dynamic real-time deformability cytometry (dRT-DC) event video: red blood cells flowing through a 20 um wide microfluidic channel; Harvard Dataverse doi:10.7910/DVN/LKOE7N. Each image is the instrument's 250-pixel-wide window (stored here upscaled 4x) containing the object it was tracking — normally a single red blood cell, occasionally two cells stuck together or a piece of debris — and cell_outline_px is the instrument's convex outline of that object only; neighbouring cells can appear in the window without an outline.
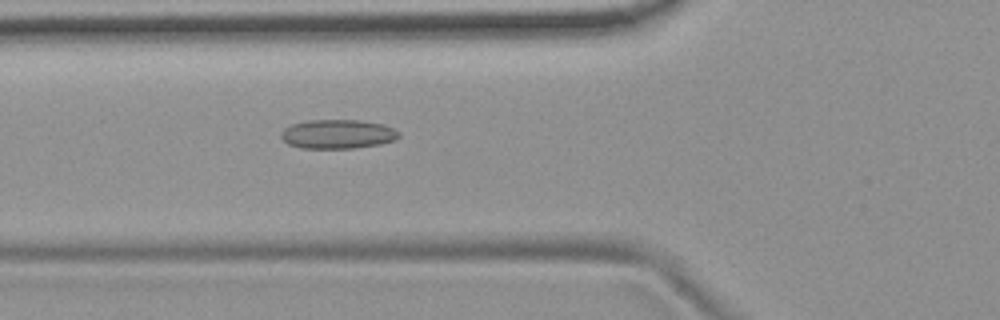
{"species": "common noctule bat (a hibernating species)", "species_latin": "Nyctalus noctula", "temperature_condition": "room temperature", "stored_images_in_passage": 47, "camera_frame_rate_fps": 3000, "um_per_image_px": 0.085, "animal": {"sex": "female", "body_mass_g": 19.9}, "frame": {"image": 1, "passage_image": 13, "time_ms": 4.0, "image_size_px": [1000, 320], "cell_outline_px": [[400, 136], [396, 140], [380, 144], [352, 148], [300, 148], [288, 144], [280, 136], [280, 132], [284, 128], [292, 124], [308, 120], [360, 120], [384, 124], [400, 132]], "centroid_in_image_um": [28.71, 11.39], "position_along_channel_um": 97.1, "area_um2": 20.11}}
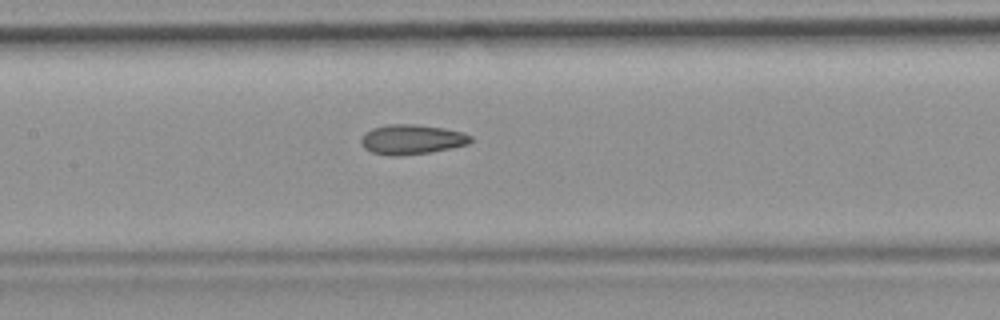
{"frame": {"image": 2, "passage_image": 19, "time_ms": 6.0, "image_size_px": [1000, 320], "cell_outline_px": [[472, 140], [468, 144], [432, 152], [400, 156], [392, 156], [372, 152], [364, 148], [360, 140], [372, 128], [388, 124], [416, 124], [444, 128], [464, 132], [472, 136]], "centroid_in_image_um": [35.03, 11.85], "position_along_channel_um": 172.4, "area_um2": 19.02}}
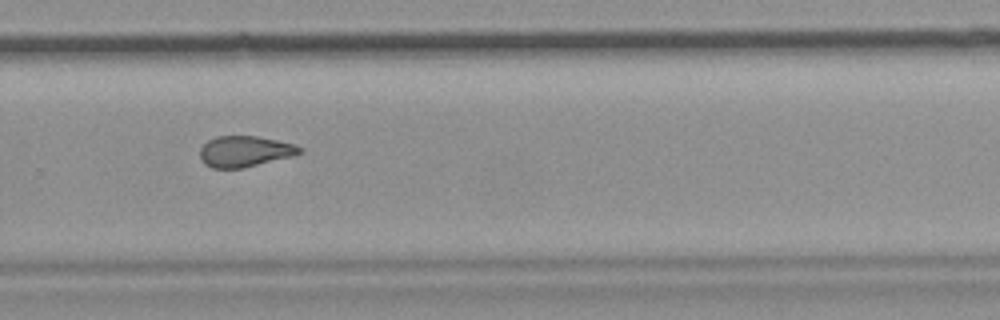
{"frame": {"image": 3, "passage_image": 30, "time_ms": 9.667, "image_size_px": [1000, 320], "cell_outline_px": [[304, 152], [292, 156], [244, 168], [212, 168], [204, 164], [200, 160], [200, 148], [208, 140], [216, 136], [256, 136], [296, 144], [304, 148]], "centroid_in_image_um": [20.82, 12.87], "position_along_channel_um": 309.0, "area_um2": 18.15}, "authors_computed_cell_mechanics": {"area_um2": 18.785, "velocity_mm_per_s": 3.7478, "shape_relaxation_time_tau1_ms": null, "shape_relaxation_time_tau2_ms": 2.9927, "deformation_change_tau1": null, "deformation_change_tau2": 0.1038}}